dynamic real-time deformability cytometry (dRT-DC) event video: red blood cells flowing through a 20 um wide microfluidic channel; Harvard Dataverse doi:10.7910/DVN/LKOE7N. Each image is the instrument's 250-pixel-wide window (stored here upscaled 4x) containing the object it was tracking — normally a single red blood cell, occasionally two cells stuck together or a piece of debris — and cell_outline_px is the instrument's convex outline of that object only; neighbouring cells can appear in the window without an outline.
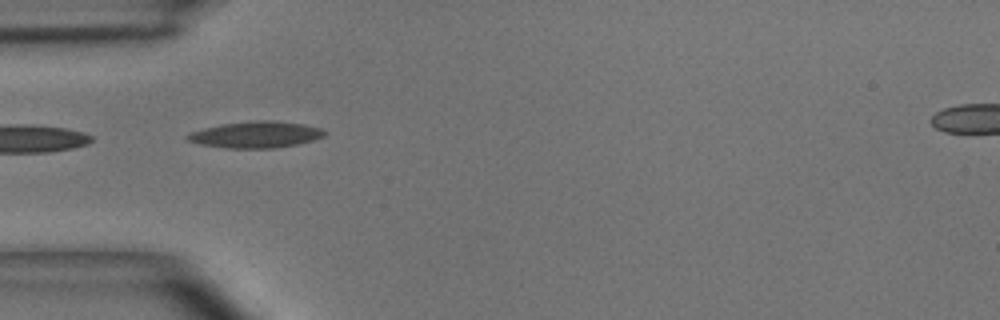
{"species": "common noctule bat (a hibernating species)", "species_latin": "Nyctalus noctula", "temperature_condition": "room temperature", "stored_images_in_passage": 4, "camera_frame_rate_fps": 3000, "um_per_image_px": 0.085, "animal": {"sex": "male", "body_mass_g": 15.6}, "frame": {"image": 1, "passage_image": 1, "time_ms": 0.0, "image_size_px": [1000, 320], "cell_outline_px": [[328, 132], [324, 136], [312, 140], [296, 144], [276, 148], [224, 148], [200, 144], [188, 140], [184, 136], [192, 132], [204, 128], [220, 124], [248, 120], [272, 120], [304, 124], [320, 128]], "centroid_in_image_um": [21.74, 11.43], "position_along_channel_um": 63.3, "area_um2": 21.21}}
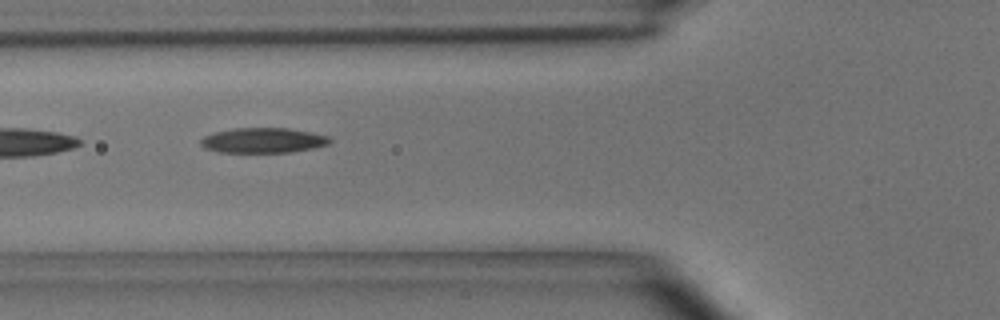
{"frame": {"image": 2, "passage_image": 2, "time_ms": 0.333, "image_size_px": [1000, 320], "cell_outline_px": [[332, 140], [328, 144], [312, 148], [292, 152], [220, 152], [204, 148], [200, 144], [200, 140], [204, 136], [216, 132], [236, 128], [288, 128], [312, 132], [328, 136]], "centroid_in_image_um": [22.37, 11.93], "position_along_channel_um": 103.4, "area_um2": 18.79}}